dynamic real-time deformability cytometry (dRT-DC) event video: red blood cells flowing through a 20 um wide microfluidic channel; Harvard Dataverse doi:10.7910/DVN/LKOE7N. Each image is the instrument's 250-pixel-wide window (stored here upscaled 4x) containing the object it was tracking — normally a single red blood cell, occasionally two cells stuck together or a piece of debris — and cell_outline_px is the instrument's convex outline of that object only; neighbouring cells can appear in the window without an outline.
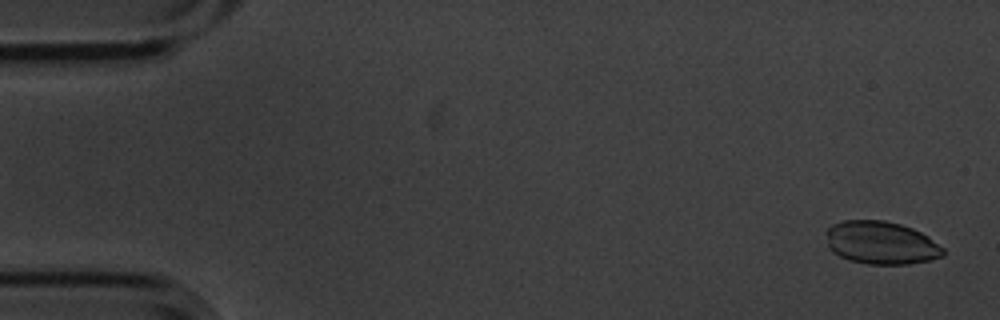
{"species": "common noctule bat (a hibernating species)", "species_latin": "Nyctalus noctula", "temperature_condition": "cold", "stored_images_in_passage": 4, "segment_of_instrument_passage": [2, 2], "camera_frame_rate_fps": 3000, "um_per_image_px": 0.085, "animal": {"sex": "male", "body_mass_g": 20.1, "forearm_length_mm": 53.5}, "frame": {"image": 1, "passage_image": 4, "time_ms": 1.0, "image_size_px": [1000, 320], "cell_outline_px": [[944, 256], [932, 260], [908, 264], [868, 264], [848, 260], [832, 252], [828, 248], [824, 232], [832, 224], [844, 220], [884, 220], [900, 224], [912, 228], [928, 236], [944, 248]], "centroid_in_image_um": [74.87, 20.64], "position_along_channel_um": 10.1, "area_um2": 29.65}}